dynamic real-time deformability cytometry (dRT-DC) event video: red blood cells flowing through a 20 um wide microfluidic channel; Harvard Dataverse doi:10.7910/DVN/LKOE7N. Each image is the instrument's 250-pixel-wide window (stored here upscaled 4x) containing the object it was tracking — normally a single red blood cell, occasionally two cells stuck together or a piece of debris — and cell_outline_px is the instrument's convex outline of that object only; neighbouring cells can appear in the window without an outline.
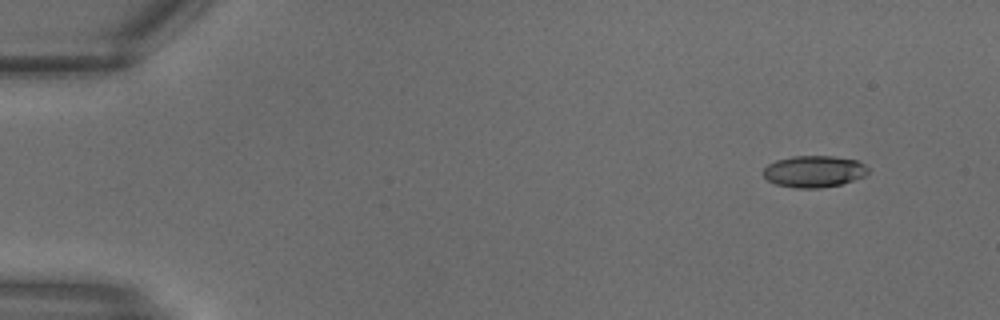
{"species": "common noctule bat (a hibernating species)", "species_latin": "Nyctalus noctula", "temperature_condition": "warm", "stored_images_in_passage": 9, "camera_frame_rate_fps": 3000, "um_per_image_px": 0.085, "animal": {"sex": "male", "body_mass_g": 18.8}, "frame": {"image": 1, "passage_image": 2, "time_ms": 0.333, "image_size_px": [1000, 320], "cell_outline_px": [[868, 172], [864, 176], [840, 184], [820, 188], [796, 188], [776, 184], [768, 180], [764, 176], [764, 168], [768, 164], [776, 160], [792, 156], [832, 156], [856, 160], [864, 164], [868, 168]], "centroid_in_image_um": [69.18, 14.57], "position_along_channel_um": 15.8, "area_um2": 19.19}}